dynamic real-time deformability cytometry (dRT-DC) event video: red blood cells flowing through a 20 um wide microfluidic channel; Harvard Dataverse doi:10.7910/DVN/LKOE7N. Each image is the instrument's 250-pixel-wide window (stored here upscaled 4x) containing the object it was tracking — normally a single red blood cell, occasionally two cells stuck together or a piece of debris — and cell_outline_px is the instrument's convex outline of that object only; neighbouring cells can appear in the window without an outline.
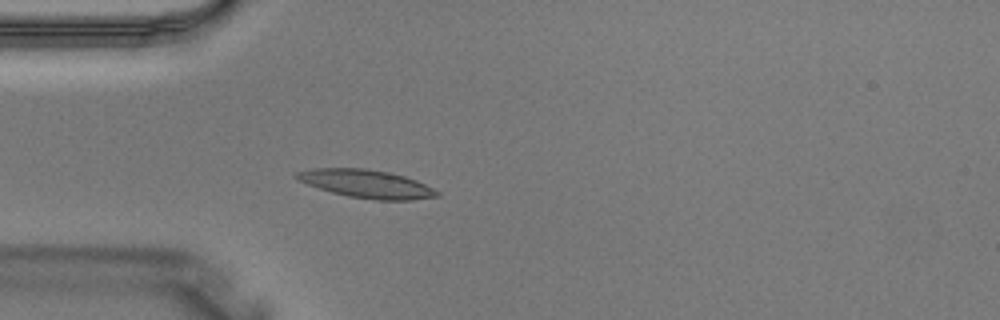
{"species": "Egyptian fruit bat (a non-hibernating species)", "species_latin": "Rousettus aegyptiacus", "temperature_condition": "warm", "stored_images_in_passage": 3, "camera_frame_rate_fps": 3000, "um_per_image_px": 0.085, "animal": {"sex": "male"}, "frame": {"image": 1, "passage_image": 3, "time_ms": 0.667, "image_size_px": [1000, 320], "cell_outline_px": [[440, 196], [412, 200], [376, 200], [348, 196], [332, 192], [308, 184], [292, 176], [292, 172], [312, 168], [364, 168], [388, 172], [404, 176], [416, 180], [440, 192]], "centroid_in_image_um": [31.13, 15.62], "position_along_channel_um": 53.9, "area_um2": 23.0}}